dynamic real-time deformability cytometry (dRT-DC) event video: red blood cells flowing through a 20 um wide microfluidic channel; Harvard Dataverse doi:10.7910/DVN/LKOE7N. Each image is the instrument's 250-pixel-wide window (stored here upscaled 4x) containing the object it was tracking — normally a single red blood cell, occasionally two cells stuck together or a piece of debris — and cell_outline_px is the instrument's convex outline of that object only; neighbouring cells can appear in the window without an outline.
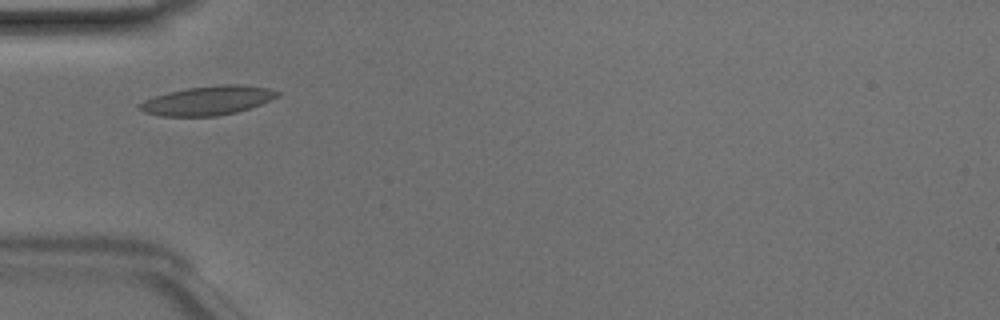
{"species": "Egyptian fruit bat (a non-hibernating species)", "species_latin": "Rousettus aegyptiacus", "temperature_condition": "room temperature", "stored_images_in_passage": 34, "camera_frame_rate_fps": 3000, "um_per_image_px": 0.085, "animal": {"sex": "male"}, "frame": {"image": 1, "passage_image": 1, "time_ms": 0.0, "image_size_px": [1000, 320], "cell_outline_px": [[280, 96], [260, 104], [236, 112], [216, 116], [160, 116], [144, 112], [136, 108], [136, 104], [144, 100], [168, 92], [188, 88], [224, 84], [236, 84], [268, 88], [280, 92]], "centroid_in_image_um": [17.62, 8.55], "position_along_channel_um": 67.4, "area_um2": 23.24}}
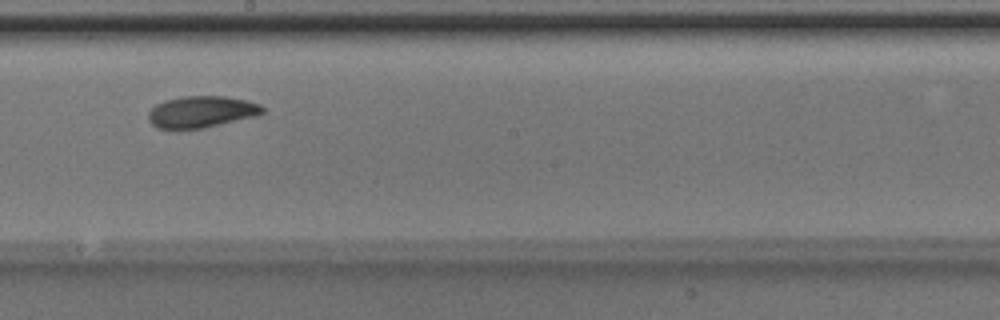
{"frame": {"image": 2, "passage_image": 13, "time_ms": 4.0, "image_size_px": [1000, 320], "cell_outline_px": [[264, 112], [256, 116], [204, 128], [156, 128], [148, 120], [148, 112], [156, 104], [164, 100], [180, 96], [224, 96], [248, 100], [260, 104], [264, 108]], "centroid_in_image_um": [17.12, 9.49], "position_along_channel_um": 231.1, "area_um2": 21.1}}
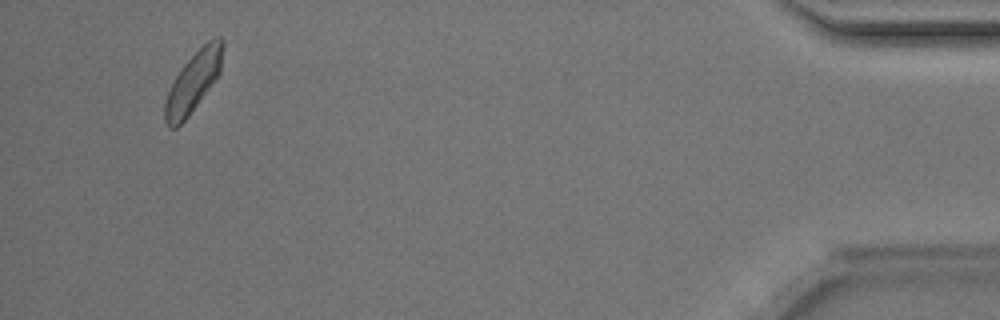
{"frame": {"image": 3, "passage_image": 32, "time_ms": 10.333, "image_size_px": [1000, 320], "cell_outline_px": [[224, 48], [220, 72], [188, 116], [176, 128], [168, 128], [164, 120], [164, 104], [168, 92], [180, 68], [212, 36], [220, 36], [224, 40]], "centroid_in_image_um": [16.43, 6.93], "position_along_channel_um": 418.8, "area_um2": 20.06}, "authors_computed_cell_mechanics": {"area_um2": 20.5768, "velocity_mm_per_s": 4.1044, "shape_relaxation_time_tau1_ms": 3.0503, "shape_relaxation_time_tau2_ms": 6.9321, "deformation_change_tau1": 0.1052, "deformation_change_tau2": 0.098}}